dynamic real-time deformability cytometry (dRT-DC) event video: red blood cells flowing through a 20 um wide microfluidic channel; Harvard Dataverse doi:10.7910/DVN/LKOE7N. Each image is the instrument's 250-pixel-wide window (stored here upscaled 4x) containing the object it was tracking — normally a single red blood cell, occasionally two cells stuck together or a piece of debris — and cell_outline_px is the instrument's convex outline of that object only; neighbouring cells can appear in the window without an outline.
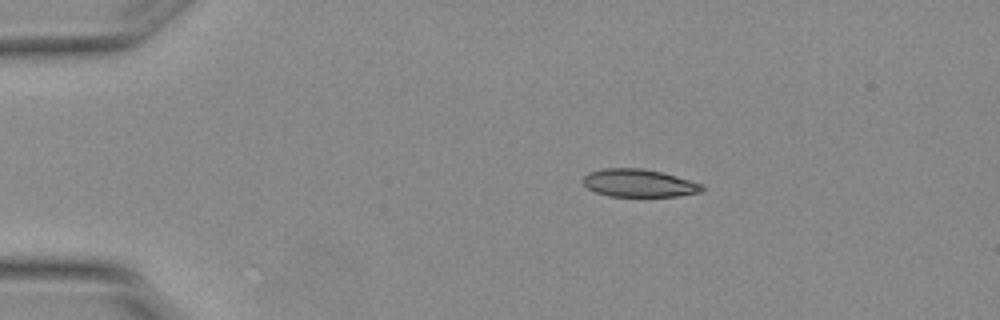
{"species": "Egyptian fruit bat (a non-hibernating species)", "species_latin": "Rousettus aegyptiacus", "temperature_condition": "warm", "stored_images_in_passage": 6, "camera_frame_rate_fps": 3000, "um_per_image_px": 0.085, "animal": {"sex": "female"}, "frame": {"image": 1, "passage_image": 2, "time_ms": 0.333, "image_size_px": [1000, 320], "cell_outline_px": [[704, 188], [700, 192], [676, 196], [608, 196], [596, 192], [588, 188], [580, 180], [588, 172], [604, 168], [640, 168], [660, 172], [676, 176], [704, 184]], "centroid_in_image_um": [54.28, 15.56], "position_along_channel_um": 30.7, "area_um2": 19.25}}
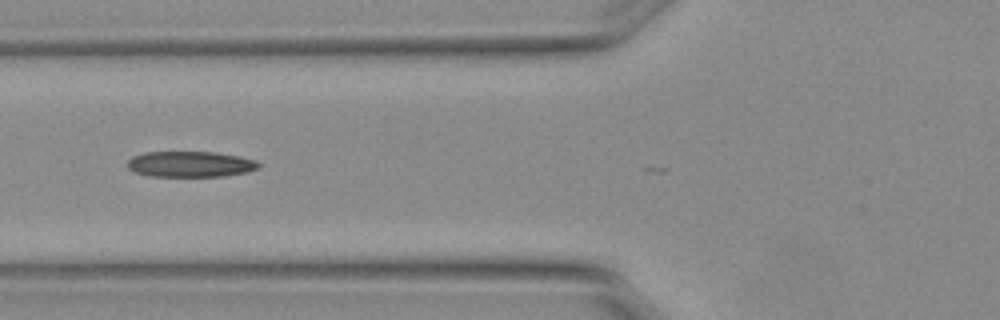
{"frame": {"image": 2, "passage_image": 5, "time_ms": 1.333, "image_size_px": [1000, 320], "cell_outline_px": [[260, 168], [248, 172], [224, 176], [152, 176], [132, 172], [128, 168], [128, 160], [132, 156], [144, 152], [216, 152], [240, 156], [256, 160], [260, 164]], "centroid_in_image_um": [16.2, 13.95], "position_along_channel_um": 109.6, "area_um2": 19.88}}
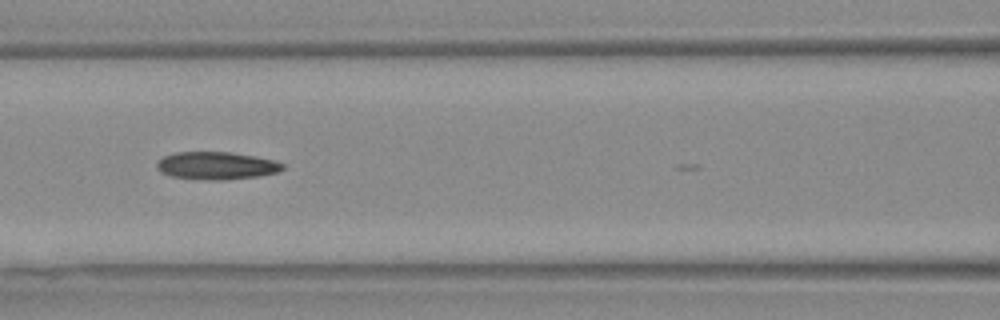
{"frame": {"image": 3, "passage_image": 6, "time_ms": 1.667, "image_size_px": [1000, 320], "cell_outline_px": [[284, 168], [276, 172], [260, 176], [224, 180], [212, 180], [172, 176], [160, 172], [156, 164], [164, 156], [176, 152], [232, 152], [256, 156], [272, 160], [284, 164]], "centroid_in_image_um": [18.41, 14.07], "position_along_channel_um": 148.2, "area_um2": 20.11}}